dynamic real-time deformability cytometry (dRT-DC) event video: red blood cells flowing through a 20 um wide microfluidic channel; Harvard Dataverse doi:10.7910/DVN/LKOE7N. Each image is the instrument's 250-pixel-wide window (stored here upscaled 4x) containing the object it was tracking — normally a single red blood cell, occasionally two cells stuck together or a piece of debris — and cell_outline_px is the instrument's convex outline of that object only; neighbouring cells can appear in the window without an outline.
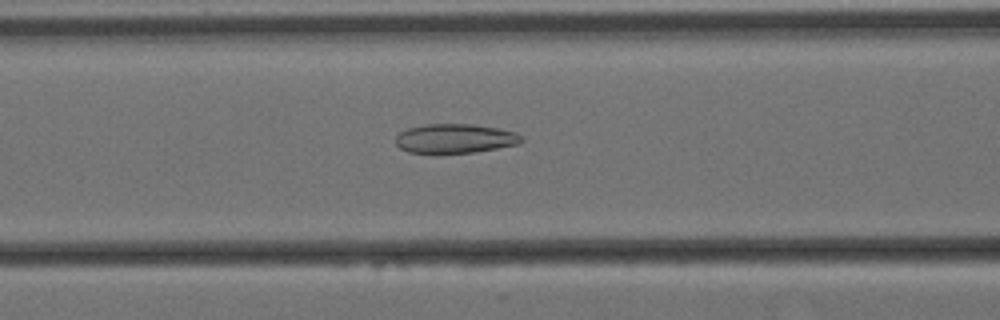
{"species": "Egyptian fruit bat (a non-hibernating species)", "species_latin": "Rousettus aegyptiacus", "temperature_condition": "cold", "stored_images_in_passage": 40, "camera_frame_rate_fps": 3000, "um_per_image_px": 0.085, "animal": {"sex": "female"}, "frame": {"image": 1, "passage_image": 19, "time_ms": 6.0, "image_size_px": [1000, 320], "cell_outline_px": [[524, 140], [520, 144], [476, 152], [408, 152], [400, 148], [396, 144], [396, 136], [400, 132], [408, 128], [424, 124], [472, 124], [500, 128], [516, 132]], "centroid_in_image_um": [38.71, 11.76], "position_along_channel_um": 127.9, "area_um2": 21.39}}
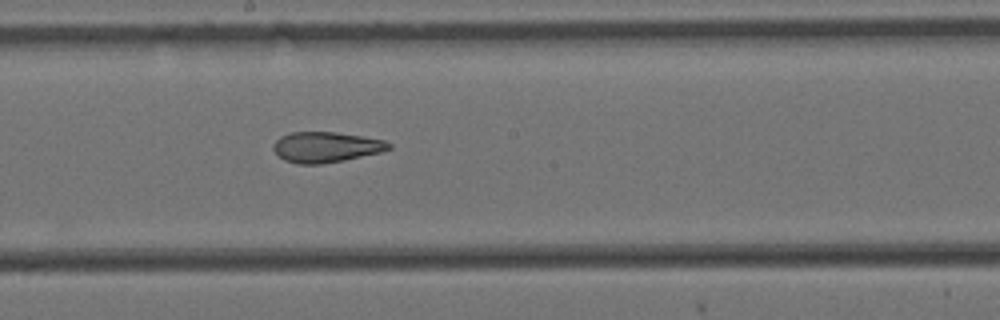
{"frame": {"image": 2, "passage_image": 27, "time_ms": 8.667, "image_size_px": [1000, 320], "cell_outline_px": [[392, 148], [380, 152], [344, 160], [320, 164], [296, 164], [284, 160], [272, 148], [272, 144], [280, 136], [292, 132], [336, 132], [384, 140], [392, 144]], "centroid_in_image_um": [27.69, 12.5], "position_along_channel_um": 220.5, "area_um2": 20.46}}
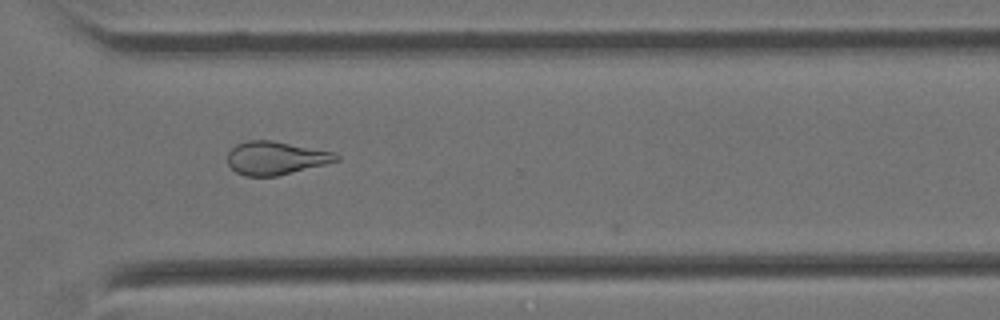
{"frame": {"image": 3, "passage_image": 38, "time_ms": 12.333, "image_size_px": [1000, 320], "cell_outline_px": [[340, 160], [276, 176], [244, 176], [236, 172], [228, 164], [228, 152], [236, 144], [248, 140], [272, 140], [336, 152], [340, 156]], "centroid_in_image_um": [23.44, 13.42], "position_along_channel_um": 347.2, "area_um2": 21.04}}